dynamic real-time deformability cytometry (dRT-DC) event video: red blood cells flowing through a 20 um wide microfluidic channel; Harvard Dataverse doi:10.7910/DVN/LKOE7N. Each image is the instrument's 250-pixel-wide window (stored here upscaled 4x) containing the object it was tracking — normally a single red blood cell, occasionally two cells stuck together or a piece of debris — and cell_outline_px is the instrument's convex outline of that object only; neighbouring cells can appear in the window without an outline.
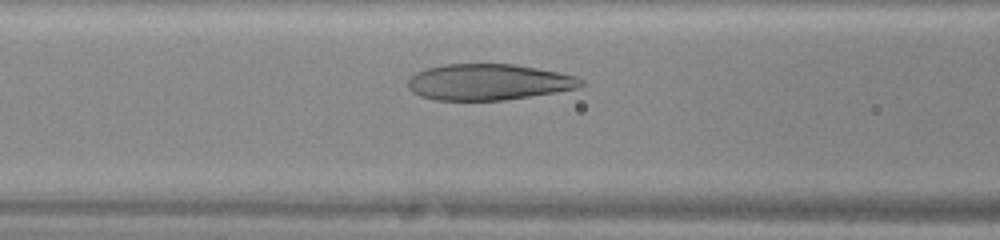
{"species": "human", "species_latin": "Homo sapiens", "temperature_condition": "warm", "stored_images_in_passage": 25, "camera_frame_rate_fps": 3000, "um_per_image_px": 0.085, "donor": {"sex": "female"}, "frame": {"image": 1, "passage_image": 7, "time_ms": 2.0, "image_size_px": [1000, 240], "cell_outline_px": [[584, 84], [580, 88], [504, 100], [432, 100], [420, 96], [412, 92], [408, 88], [408, 80], [416, 72], [428, 68], [444, 64], [512, 64], [560, 72], [576, 76], [584, 80]], "centroid_in_image_um": [41.53, 6.98], "position_along_channel_um": 125.1, "area_um2": 36.47}}
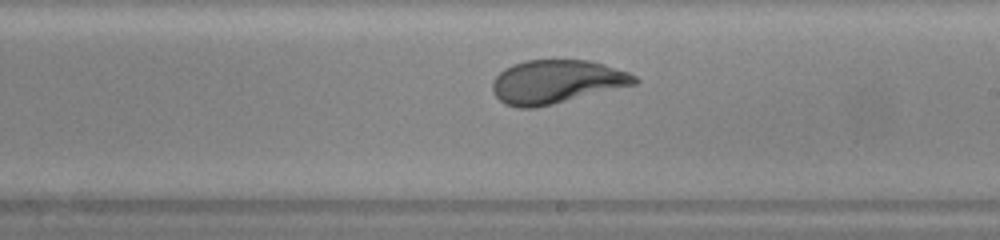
{"frame": {"image": 2, "passage_image": 15, "time_ms": 4.667, "image_size_px": [1000, 240], "cell_outline_px": [[640, 80], [636, 84], [536, 108], [516, 108], [504, 104], [492, 92], [492, 80], [504, 68], [512, 64], [524, 60], [588, 60], [604, 64], [628, 72], [636, 76]], "centroid_in_image_um": [47.26, 6.95], "position_along_channel_um": 241.7, "area_um2": 36.18}}
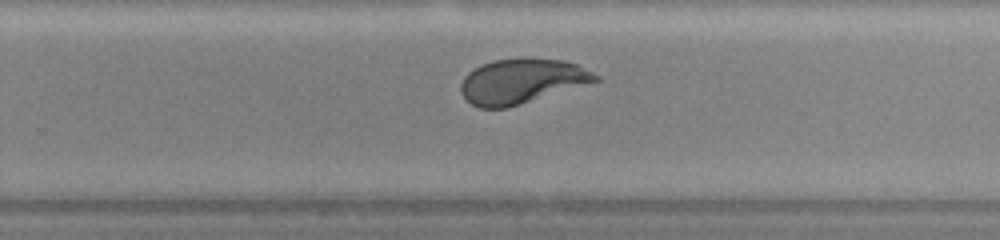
{"frame": {"image": 3, "passage_image": 18, "time_ms": 5.667, "image_size_px": [1000, 240], "cell_outline_px": [[600, 80], [592, 84], [508, 108], [480, 108], [472, 104], [460, 92], [460, 84], [464, 76], [468, 72], [480, 64], [496, 60], [560, 60], [576, 64], [600, 76]], "centroid_in_image_um": [44.36, 6.94], "position_along_channel_um": 285.4, "area_um2": 34.91}}